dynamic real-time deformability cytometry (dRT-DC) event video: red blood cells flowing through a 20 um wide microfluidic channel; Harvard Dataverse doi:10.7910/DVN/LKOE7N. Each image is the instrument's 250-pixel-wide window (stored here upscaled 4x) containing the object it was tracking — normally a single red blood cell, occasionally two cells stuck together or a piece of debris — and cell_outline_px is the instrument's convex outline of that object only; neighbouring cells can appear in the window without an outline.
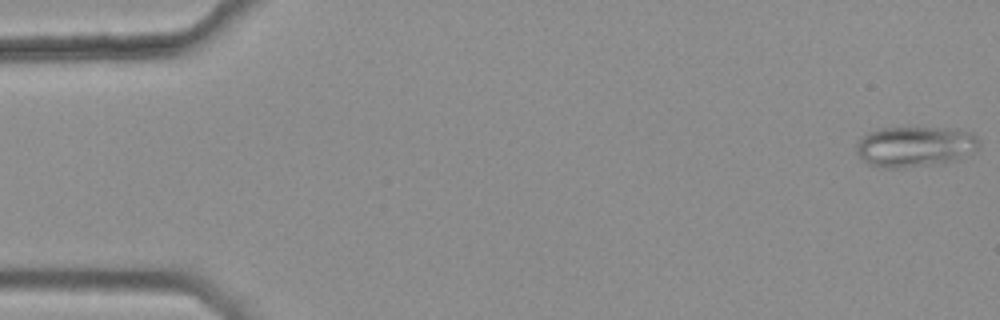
{"species": "common noctule bat (a hibernating species)", "species_latin": "Nyctalus noctula", "temperature_condition": "warm", "stored_images_in_passage": 47, "camera_frame_rate_fps": 3000, "um_per_image_px": 0.085, "animal": {"sex": "female", "body_mass_g": 25.1}, "frame": {"image": 1, "passage_image": 1, "time_ms": 0.0, "image_size_px": [1000, 320], "cell_outline_px": [[980, 148], [972, 156], [944, 164], [900, 168], [880, 168], [868, 164], [856, 152], [856, 144], [868, 132], [880, 128], [956, 128], [972, 132], [980, 140]], "centroid_in_image_um": [77.88, 12.48], "position_along_channel_um": 7.1, "area_um2": 29.88}}
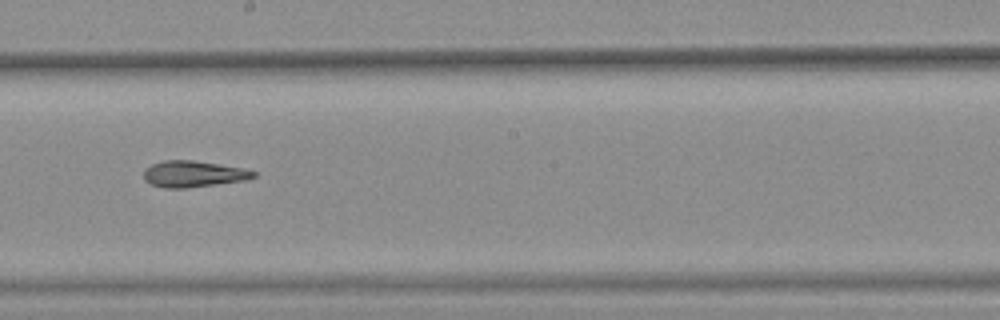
{"frame": {"image": 2, "passage_image": 30, "time_ms": 9.667, "image_size_px": [1000, 320], "cell_outline_px": [[256, 176], [248, 180], [184, 188], [164, 188], [152, 184], [144, 180], [144, 168], [152, 164], [164, 160], [192, 160], [240, 168], [256, 172]], "centroid_in_image_um": [16.4, 14.79], "position_along_channel_um": 231.8, "area_um2": 16.65}}
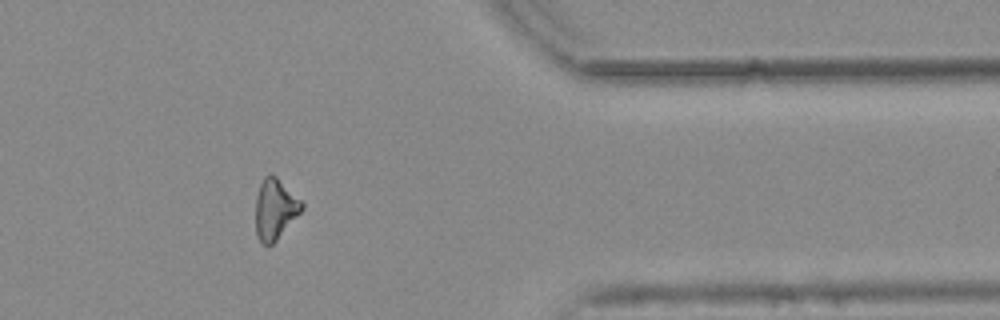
{"frame": {"image": 3, "passage_image": 44, "time_ms": 14.333, "image_size_px": [1000, 320], "cell_outline_px": [[304, 208], [276, 240], [272, 244], [264, 244], [256, 236], [256, 196], [260, 184], [264, 176], [272, 172], [304, 204]], "centroid_in_image_um": [23.36, 17.75], "position_along_channel_um": 388.0, "area_um2": 16.07}}